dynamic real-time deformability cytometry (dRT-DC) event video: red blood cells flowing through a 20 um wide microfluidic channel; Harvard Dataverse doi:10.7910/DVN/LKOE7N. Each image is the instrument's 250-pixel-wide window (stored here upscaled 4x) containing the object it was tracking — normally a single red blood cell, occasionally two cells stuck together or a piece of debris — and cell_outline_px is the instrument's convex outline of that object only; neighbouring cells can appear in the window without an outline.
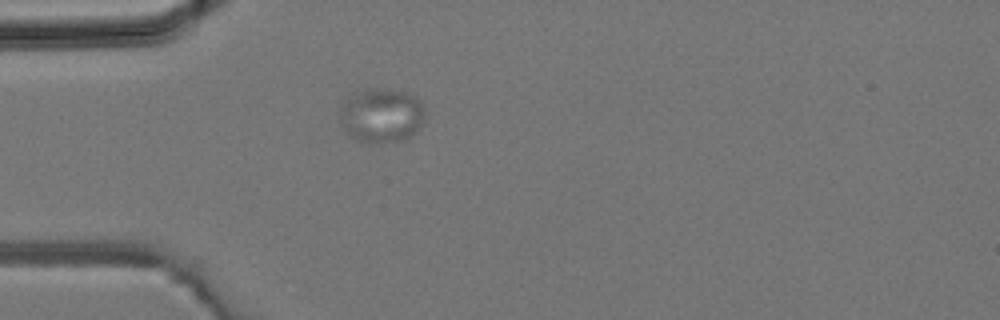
{"species": "common noctule bat (a hibernating species)", "species_latin": "Nyctalus noctula", "temperature_condition": "room temperature", "stored_images_in_passage": 33, "camera_frame_rate_fps": 3000, "um_per_image_px": 0.085, "animal": {"sex": "male", "body_mass_g": 19.2, "forearm_length_mm": 51.8}, "frame": {"image": 1, "passage_image": 1, "time_ms": 0.0, "image_size_px": [1000, 320], "cell_outline_px": [[424, 124], [416, 132], [400, 140], [360, 140], [352, 136], [344, 128], [340, 108], [340, 100], [356, 92], [372, 88], [408, 92], [416, 96], [424, 104]], "centroid_in_image_um": [32.46, 9.73], "position_along_channel_um": 52.5, "area_um2": 26.47}}
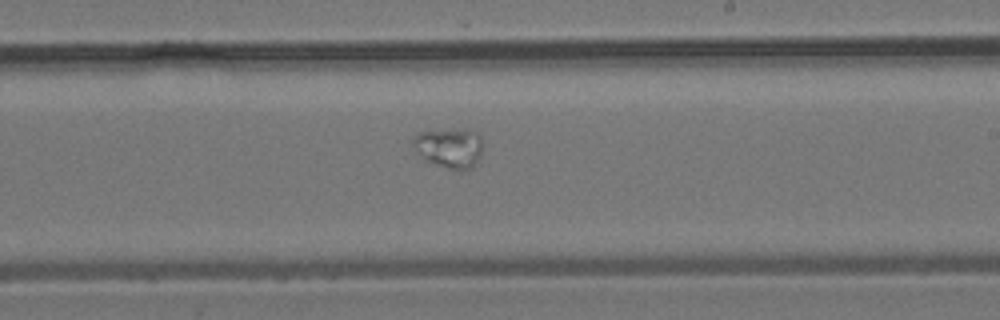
{"frame": {"image": 2, "passage_image": 15, "time_ms": 4.667, "image_size_px": [1000, 320], "cell_outline_px": [[480, 156], [476, 164], [472, 168], [460, 172], [424, 160], [416, 152], [412, 140], [412, 136], [420, 132], [460, 128], [468, 128], [480, 132]], "centroid_in_image_um": [38.2, 12.56], "position_along_channel_um": 250.8, "area_um2": 16.59}}
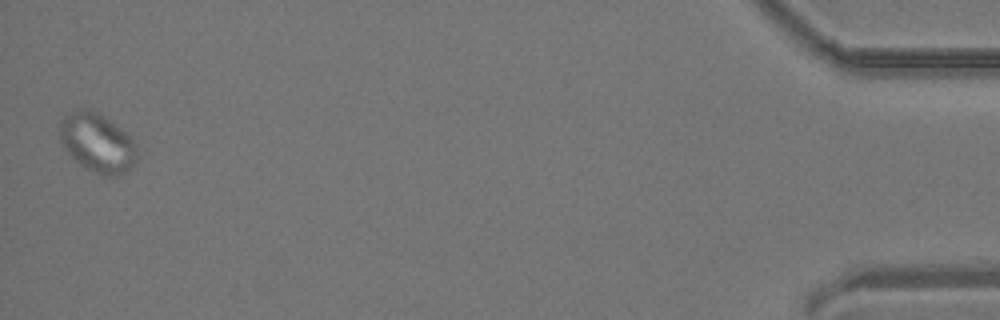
{"frame": {"image": 3, "passage_image": 33, "time_ms": 10.667, "image_size_px": [1000, 320], "cell_outline_px": [[136, 164], [132, 168], [124, 172], [112, 176], [104, 176], [88, 168], [76, 160], [64, 148], [60, 140], [56, 124], [64, 116], [76, 108], [92, 108], [104, 116], [120, 128], [136, 144]], "centroid_in_image_um": [8.23, 12.08], "position_along_channel_um": 427.0, "area_um2": 26.65}}